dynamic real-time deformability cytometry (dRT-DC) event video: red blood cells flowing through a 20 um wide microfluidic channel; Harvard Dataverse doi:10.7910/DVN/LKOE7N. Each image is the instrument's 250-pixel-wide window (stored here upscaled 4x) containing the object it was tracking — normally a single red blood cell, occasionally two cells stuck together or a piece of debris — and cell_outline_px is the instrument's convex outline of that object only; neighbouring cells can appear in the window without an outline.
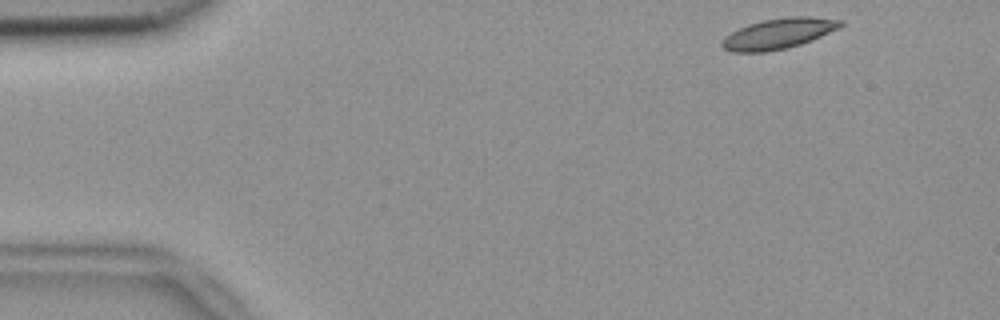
{"species": "common noctule bat (a hibernating species)", "species_latin": "Nyctalus noctula", "temperature_condition": "room temperature", "stored_images_in_passage": 49, "camera_frame_rate_fps": 3000, "um_per_image_px": 0.085, "animal": {"sex": "female", "body_mass_g": 18.4}, "frame": {"image": 1, "passage_image": 1, "time_ms": 0.0, "image_size_px": [1000, 320], "cell_outline_px": [[844, 24], [840, 28], [800, 44], [788, 48], [768, 52], [732, 52], [724, 48], [720, 44], [720, 40], [724, 36], [748, 24], [764, 20], [788, 16], [808, 16], [844, 20]], "centroid_in_image_um": [66.17, 2.85], "position_along_channel_um": 18.8, "area_um2": 21.15}}
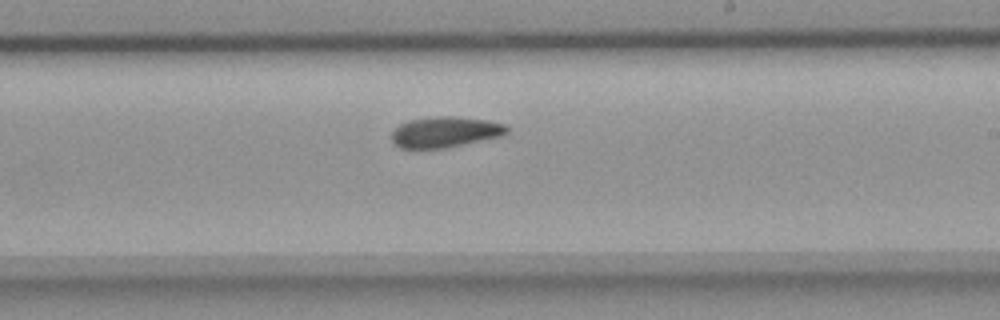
{"frame": {"image": 2, "passage_image": 27, "time_ms": 8.667, "image_size_px": [1000, 320], "cell_outline_px": [[508, 132], [504, 136], [444, 148], [400, 148], [392, 144], [392, 132], [400, 124], [408, 120], [436, 116], [452, 116], [484, 120], [504, 124], [508, 128]], "centroid_in_image_um": [37.82, 11.23], "position_along_channel_um": 251.2, "area_um2": 20.63}}
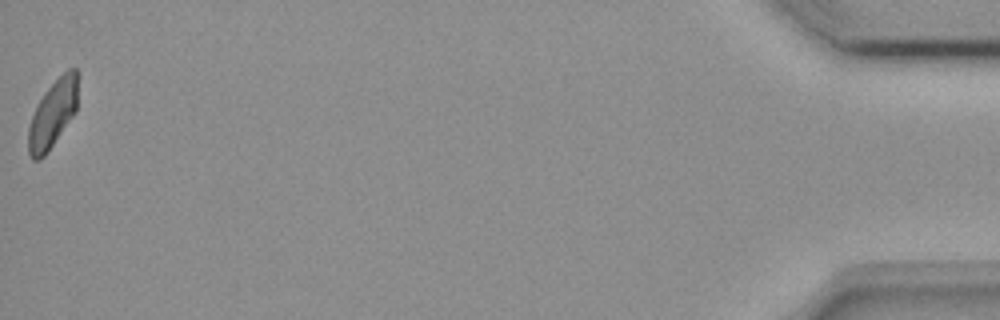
{"frame": {"image": 3, "passage_image": 49, "time_ms": 16.0, "image_size_px": [1000, 320], "cell_outline_px": [[80, 72], [76, 112], [48, 152], [40, 160], [32, 160], [28, 152], [28, 128], [36, 104], [44, 92], [68, 68], [76, 68]], "centroid_in_image_um": [4.52, 9.65], "position_along_channel_um": 430.7, "area_um2": 19.94}, "authors_computed_cell_mechanics": {"area_um2": 20.7502, "velocity_mm_per_s": 3.7683, "shape_relaxation_time_tau1_ms": null, "shape_relaxation_time_tau2_ms": 6.7381, "deformation_change_tau1": null, "deformation_change_tau2": 0.1228}}